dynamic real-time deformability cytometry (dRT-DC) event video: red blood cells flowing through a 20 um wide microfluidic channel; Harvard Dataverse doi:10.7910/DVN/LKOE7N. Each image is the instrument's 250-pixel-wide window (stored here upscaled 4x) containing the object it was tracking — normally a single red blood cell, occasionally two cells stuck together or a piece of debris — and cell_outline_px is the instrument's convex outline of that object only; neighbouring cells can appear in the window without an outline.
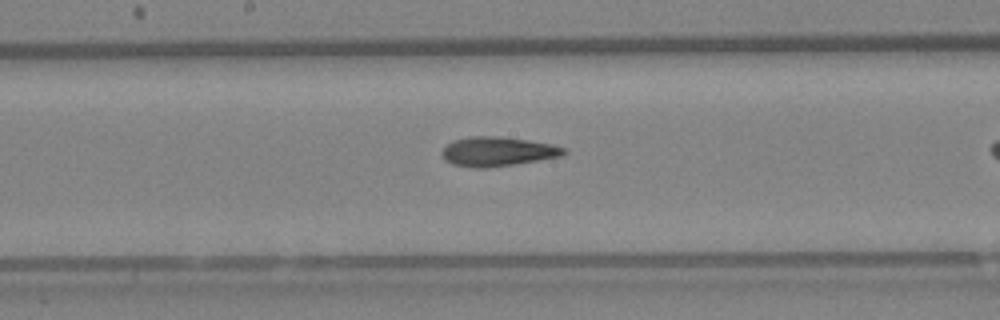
{"species": "Egyptian fruit bat (a non-hibernating species)", "species_latin": "Rousettus aegyptiacus", "temperature_condition": "warm", "stored_images_in_passage": 21, "camera_frame_rate_fps": 3000, "um_per_image_px": 0.085, "animal": {"sex": "female"}, "frame": {"image": 1, "passage_image": 10, "time_ms": 3.0, "image_size_px": [1000, 320], "cell_outline_px": [[568, 152], [560, 156], [512, 164], [484, 168], [476, 168], [452, 164], [444, 160], [440, 152], [452, 140], [468, 136], [500, 136], [528, 140], [552, 144], [568, 148]], "centroid_in_image_um": [42.27, 12.86], "position_along_channel_um": 205.9, "area_um2": 20.87}}
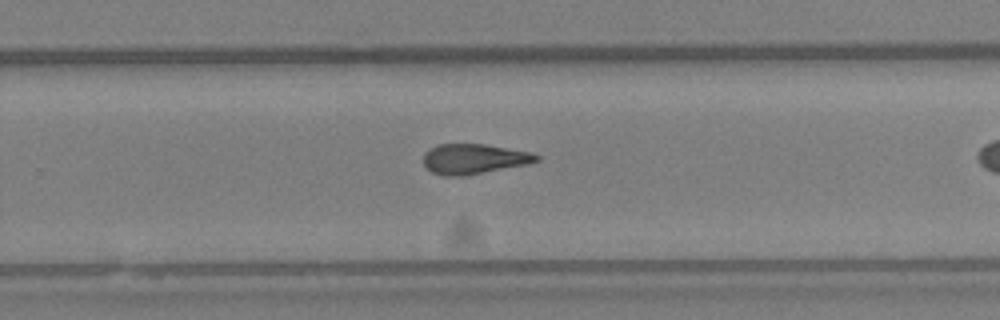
{"frame": {"image": 2, "passage_image": 15, "time_ms": 4.667, "image_size_px": [1000, 320], "cell_outline_px": [[540, 160], [528, 164], [460, 176], [444, 176], [432, 172], [424, 164], [424, 152], [428, 148], [436, 144], [484, 144], [532, 152], [540, 156]], "centroid_in_image_um": [40.27, 13.49], "position_along_channel_um": 289.5, "area_um2": 19.77}}